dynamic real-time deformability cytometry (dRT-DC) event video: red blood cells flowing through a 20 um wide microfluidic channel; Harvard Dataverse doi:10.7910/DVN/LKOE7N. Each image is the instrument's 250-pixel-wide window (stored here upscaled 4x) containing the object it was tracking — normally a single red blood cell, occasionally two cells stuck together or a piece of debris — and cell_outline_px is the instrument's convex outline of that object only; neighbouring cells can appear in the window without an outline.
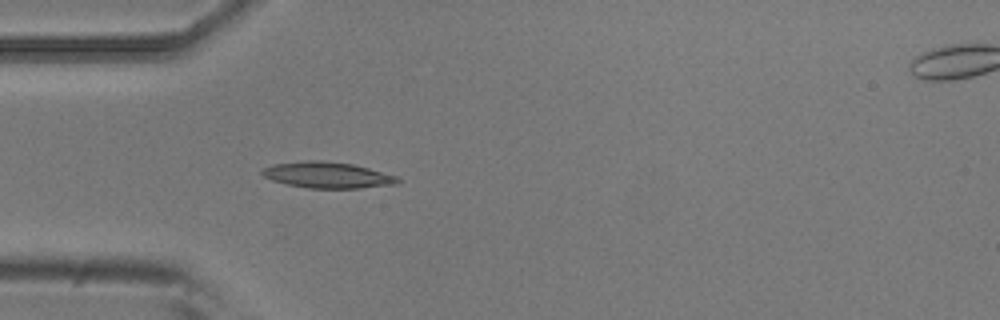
{"species": "common noctule bat (a hibernating species)", "species_latin": "Nyctalus noctula", "temperature_condition": "room temperature", "stored_images_in_passage": 6, "camera_frame_rate_fps": 3000, "um_per_image_px": 0.085, "animal": {"sex": "male", "body_mass_g": 20.5, "forearm_length_mm": 52.5}, "frame": {"image": 1, "passage_image": 5, "time_ms": 1.333, "image_size_px": [1000, 320], "cell_outline_px": [[400, 180], [396, 184], [360, 188], [308, 188], [288, 184], [272, 180], [264, 176], [260, 172], [264, 168], [272, 164], [304, 160], [324, 160], [352, 164], [368, 168], [396, 176]], "centroid_in_image_um": [27.8, 14.87], "position_along_channel_um": 57.2, "area_um2": 20.52}}